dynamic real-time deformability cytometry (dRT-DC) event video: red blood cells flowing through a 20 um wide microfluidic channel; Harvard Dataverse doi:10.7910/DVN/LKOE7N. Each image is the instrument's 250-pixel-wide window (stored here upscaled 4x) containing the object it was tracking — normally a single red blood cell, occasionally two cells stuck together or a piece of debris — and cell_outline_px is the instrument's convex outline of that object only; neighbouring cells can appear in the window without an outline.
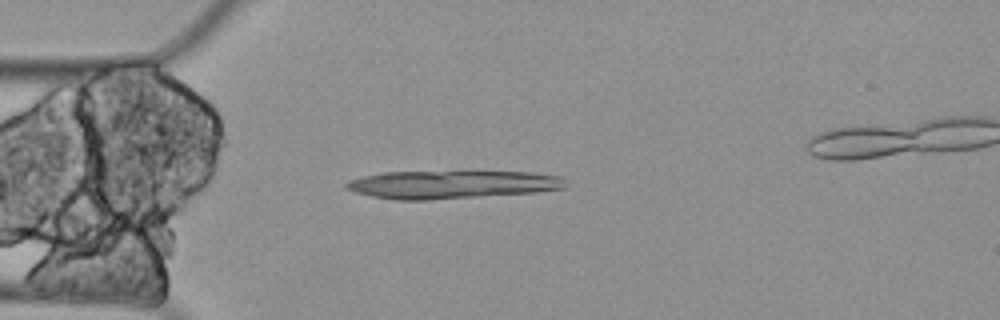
{"species": "Egyptian fruit bat (a non-hibernating species)", "species_latin": "Rousettus aegyptiacus", "temperature_condition": "cold", "stored_images_in_passage": 6, "camera_frame_rate_fps": 3000, "um_per_image_px": 0.085, "animal": {"sex": "female"}, "frame": {"image": 1, "passage_image": 4, "time_ms": 1.0, "image_size_px": [1000, 320], "cell_outline_px": [[564, 188], [536, 192], [428, 200], [396, 200], [372, 196], [356, 192], [344, 188], [344, 184], [348, 180], [380, 172], [532, 172], [560, 176], [564, 180]], "centroid_in_image_um": [38.35, 15.68], "position_along_channel_um": 46.6, "area_um2": 35.66}}